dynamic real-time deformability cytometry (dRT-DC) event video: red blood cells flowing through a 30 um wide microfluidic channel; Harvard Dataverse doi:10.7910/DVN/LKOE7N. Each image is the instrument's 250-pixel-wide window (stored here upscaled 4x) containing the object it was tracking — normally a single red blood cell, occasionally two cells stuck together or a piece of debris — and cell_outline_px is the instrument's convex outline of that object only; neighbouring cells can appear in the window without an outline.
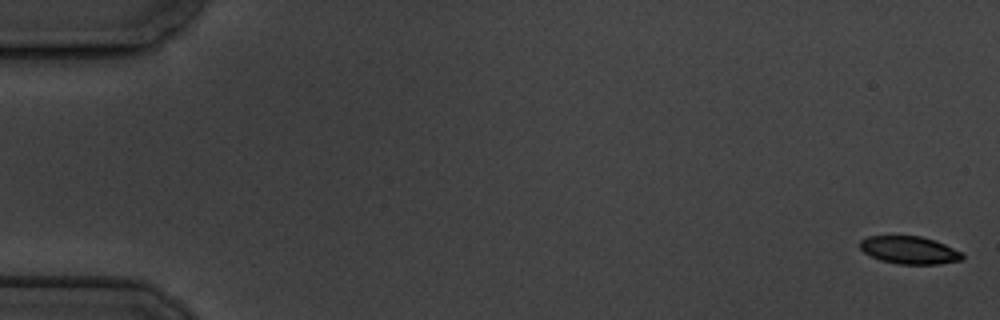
{"species": "common noctule bat (a hibernating species)", "species_latin": "Nyctalus noctula", "temperature_condition": "cold", "stored_images_in_passage": 6, "camera_frame_rate_fps": 3000, "um_per_image_px": 0.085, "animal": {"sex": "male", "body_mass_g": 19.5, "forearm_length_mm": 54.6}, "frame": {"image": 1, "passage_image": 1, "time_ms": 0.0, "image_size_px": [1000, 320], "cell_outline_px": [[964, 260], [940, 264], [900, 264], [880, 260], [864, 252], [860, 248], [860, 240], [868, 236], [920, 236], [944, 244], [960, 252], [964, 256]], "centroid_in_image_um": [77.3, 21.27], "position_along_channel_um": 7.7, "area_um2": 16.36}}
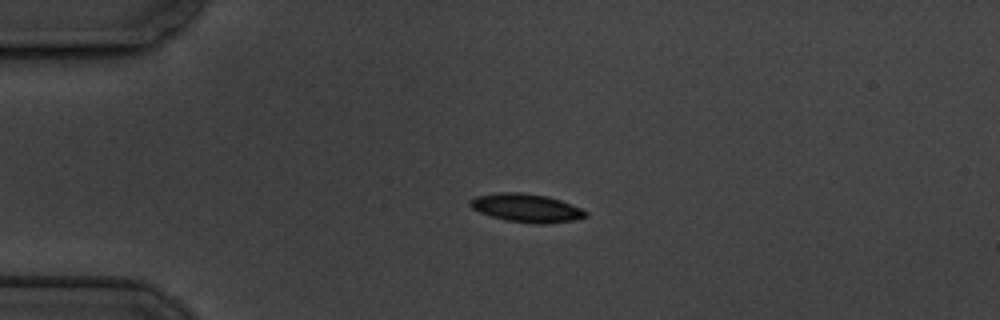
{"frame": {"image": 2, "passage_image": 4, "time_ms": 4.333, "image_size_px": [1000, 320], "cell_outline_px": [[588, 216], [572, 220], [544, 224], [536, 224], [504, 220], [480, 212], [472, 208], [468, 204], [476, 196], [500, 192], [520, 192], [548, 196], [560, 200], [580, 208], [588, 212]], "centroid_in_image_um": [44.75, 17.67], "position_along_channel_um": 40.3, "area_um2": 18.96}}